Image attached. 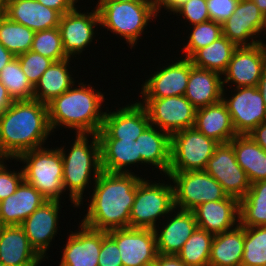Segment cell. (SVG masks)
<instances>
[{
  "label": "cell",
  "instance_id": "cell-1",
  "mask_svg": "<svg viewBox=\"0 0 266 266\" xmlns=\"http://www.w3.org/2000/svg\"><path fill=\"white\" fill-rule=\"evenodd\" d=\"M142 177L132 173L103 171L88 192L87 212L80 221L98 231L129 228V218L135 200L137 184ZM90 201V202H89Z\"/></svg>",
  "mask_w": 266,
  "mask_h": 266
},
{
  "label": "cell",
  "instance_id": "cell-2",
  "mask_svg": "<svg viewBox=\"0 0 266 266\" xmlns=\"http://www.w3.org/2000/svg\"><path fill=\"white\" fill-rule=\"evenodd\" d=\"M51 135L55 134L49 125L48 107L38 100L14 101L0 112V158L16 159L43 147Z\"/></svg>",
  "mask_w": 266,
  "mask_h": 266
},
{
  "label": "cell",
  "instance_id": "cell-3",
  "mask_svg": "<svg viewBox=\"0 0 266 266\" xmlns=\"http://www.w3.org/2000/svg\"><path fill=\"white\" fill-rule=\"evenodd\" d=\"M70 89L47 104L51 131L64 127L76 134H97L103 125L107 98L96 86L77 81ZM76 85V86H75Z\"/></svg>",
  "mask_w": 266,
  "mask_h": 266
},
{
  "label": "cell",
  "instance_id": "cell-4",
  "mask_svg": "<svg viewBox=\"0 0 266 266\" xmlns=\"http://www.w3.org/2000/svg\"><path fill=\"white\" fill-rule=\"evenodd\" d=\"M75 135V139L69 144L70 149L65 148V145L58 148L63 159L64 190L69 192V201L73 205L71 207L78 208L83 206V199L87 196L83 195L84 191L86 193L88 187L92 189V184L97 180L102 168L98 135Z\"/></svg>",
  "mask_w": 266,
  "mask_h": 266
},
{
  "label": "cell",
  "instance_id": "cell-5",
  "mask_svg": "<svg viewBox=\"0 0 266 266\" xmlns=\"http://www.w3.org/2000/svg\"><path fill=\"white\" fill-rule=\"evenodd\" d=\"M98 2V3H97ZM100 29L119 35L130 49H134L139 38L146 34L149 22L160 17L154 1L97 0ZM158 16V17H157ZM107 28V29H106ZM142 35V36H141Z\"/></svg>",
  "mask_w": 266,
  "mask_h": 266
},
{
  "label": "cell",
  "instance_id": "cell-6",
  "mask_svg": "<svg viewBox=\"0 0 266 266\" xmlns=\"http://www.w3.org/2000/svg\"><path fill=\"white\" fill-rule=\"evenodd\" d=\"M18 161L24 165L21 166L24 181L35 187L47 200H62V194L65 193L63 159L58 146L29 150L14 159V163Z\"/></svg>",
  "mask_w": 266,
  "mask_h": 266
},
{
  "label": "cell",
  "instance_id": "cell-7",
  "mask_svg": "<svg viewBox=\"0 0 266 266\" xmlns=\"http://www.w3.org/2000/svg\"><path fill=\"white\" fill-rule=\"evenodd\" d=\"M163 177L170 181L161 182L159 179L153 182L148 177L140 179L130 213L129 228L155 229L157 223L175 208L173 184L168 175Z\"/></svg>",
  "mask_w": 266,
  "mask_h": 266
},
{
  "label": "cell",
  "instance_id": "cell-8",
  "mask_svg": "<svg viewBox=\"0 0 266 266\" xmlns=\"http://www.w3.org/2000/svg\"><path fill=\"white\" fill-rule=\"evenodd\" d=\"M220 143L206 137L195 127L171 135L168 172L204 171L208 160Z\"/></svg>",
  "mask_w": 266,
  "mask_h": 266
},
{
  "label": "cell",
  "instance_id": "cell-9",
  "mask_svg": "<svg viewBox=\"0 0 266 266\" xmlns=\"http://www.w3.org/2000/svg\"><path fill=\"white\" fill-rule=\"evenodd\" d=\"M173 182L174 206L192 211L202 203L225 199L220 183L205 171L168 172Z\"/></svg>",
  "mask_w": 266,
  "mask_h": 266
},
{
  "label": "cell",
  "instance_id": "cell-10",
  "mask_svg": "<svg viewBox=\"0 0 266 266\" xmlns=\"http://www.w3.org/2000/svg\"><path fill=\"white\" fill-rule=\"evenodd\" d=\"M139 102L146 108L150 124L168 133L194 127L196 108L184 96L165 98H140Z\"/></svg>",
  "mask_w": 266,
  "mask_h": 266
},
{
  "label": "cell",
  "instance_id": "cell-11",
  "mask_svg": "<svg viewBox=\"0 0 266 266\" xmlns=\"http://www.w3.org/2000/svg\"><path fill=\"white\" fill-rule=\"evenodd\" d=\"M79 8L76 6L72 11L63 14L58 25L64 52L68 58L73 59H78L76 57L82 55L86 48L92 43L95 44L93 40L98 42L95 33L100 27V16L96 6L86 12Z\"/></svg>",
  "mask_w": 266,
  "mask_h": 266
},
{
  "label": "cell",
  "instance_id": "cell-12",
  "mask_svg": "<svg viewBox=\"0 0 266 266\" xmlns=\"http://www.w3.org/2000/svg\"><path fill=\"white\" fill-rule=\"evenodd\" d=\"M227 88H223L222 101L231 115L234 129L237 135H248L255 127L266 121L263 97L257 86L233 88L230 97L225 93L229 90Z\"/></svg>",
  "mask_w": 266,
  "mask_h": 266
},
{
  "label": "cell",
  "instance_id": "cell-13",
  "mask_svg": "<svg viewBox=\"0 0 266 266\" xmlns=\"http://www.w3.org/2000/svg\"><path fill=\"white\" fill-rule=\"evenodd\" d=\"M215 178L228 196L239 201L245 197L251 186L246 172L236 161L230 142L220 143L204 169Z\"/></svg>",
  "mask_w": 266,
  "mask_h": 266
},
{
  "label": "cell",
  "instance_id": "cell-14",
  "mask_svg": "<svg viewBox=\"0 0 266 266\" xmlns=\"http://www.w3.org/2000/svg\"><path fill=\"white\" fill-rule=\"evenodd\" d=\"M137 101V102H136ZM105 111L102 129L97 133L99 139H119L136 141L150 125L146 108L139 102Z\"/></svg>",
  "mask_w": 266,
  "mask_h": 266
},
{
  "label": "cell",
  "instance_id": "cell-15",
  "mask_svg": "<svg viewBox=\"0 0 266 266\" xmlns=\"http://www.w3.org/2000/svg\"><path fill=\"white\" fill-rule=\"evenodd\" d=\"M265 65L266 45L258 43L237 47L222 74L223 87L257 86Z\"/></svg>",
  "mask_w": 266,
  "mask_h": 266
},
{
  "label": "cell",
  "instance_id": "cell-16",
  "mask_svg": "<svg viewBox=\"0 0 266 266\" xmlns=\"http://www.w3.org/2000/svg\"><path fill=\"white\" fill-rule=\"evenodd\" d=\"M120 250L123 266H150L158 255L153 229L122 228L108 231Z\"/></svg>",
  "mask_w": 266,
  "mask_h": 266
},
{
  "label": "cell",
  "instance_id": "cell-17",
  "mask_svg": "<svg viewBox=\"0 0 266 266\" xmlns=\"http://www.w3.org/2000/svg\"><path fill=\"white\" fill-rule=\"evenodd\" d=\"M60 207L61 201L47 200L21 224L31 247L44 261L50 257L47 252L60 228Z\"/></svg>",
  "mask_w": 266,
  "mask_h": 266
},
{
  "label": "cell",
  "instance_id": "cell-18",
  "mask_svg": "<svg viewBox=\"0 0 266 266\" xmlns=\"http://www.w3.org/2000/svg\"><path fill=\"white\" fill-rule=\"evenodd\" d=\"M176 59L162 65V68L160 64L157 71L149 74L150 77L141 84L140 98H165L185 94L190 75V59Z\"/></svg>",
  "mask_w": 266,
  "mask_h": 266
},
{
  "label": "cell",
  "instance_id": "cell-19",
  "mask_svg": "<svg viewBox=\"0 0 266 266\" xmlns=\"http://www.w3.org/2000/svg\"><path fill=\"white\" fill-rule=\"evenodd\" d=\"M263 18L253 0H239L234 13L222 23L223 36L237 47L264 44L265 39L260 36Z\"/></svg>",
  "mask_w": 266,
  "mask_h": 266
},
{
  "label": "cell",
  "instance_id": "cell-20",
  "mask_svg": "<svg viewBox=\"0 0 266 266\" xmlns=\"http://www.w3.org/2000/svg\"><path fill=\"white\" fill-rule=\"evenodd\" d=\"M162 221L153 229L156 236L157 253L177 255L198 227L194 213L189 210L174 208Z\"/></svg>",
  "mask_w": 266,
  "mask_h": 266
},
{
  "label": "cell",
  "instance_id": "cell-21",
  "mask_svg": "<svg viewBox=\"0 0 266 266\" xmlns=\"http://www.w3.org/2000/svg\"><path fill=\"white\" fill-rule=\"evenodd\" d=\"M77 229L70 231L66 239L59 266H98L102 231L93 230L80 222Z\"/></svg>",
  "mask_w": 266,
  "mask_h": 266
},
{
  "label": "cell",
  "instance_id": "cell-22",
  "mask_svg": "<svg viewBox=\"0 0 266 266\" xmlns=\"http://www.w3.org/2000/svg\"><path fill=\"white\" fill-rule=\"evenodd\" d=\"M2 14L34 32L58 27L62 16L37 0H2Z\"/></svg>",
  "mask_w": 266,
  "mask_h": 266
},
{
  "label": "cell",
  "instance_id": "cell-23",
  "mask_svg": "<svg viewBox=\"0 0 266 266\" xmlns=\"http://www.w3.org/2000/svg\"><path fill=\"white\" fill-rule=\"evenodd\" d=\"M192 212L198 228L214 235L230 231L240 224L239 200L231 196L202 203Z\"/></svg>",
  "mask_w": 266,
  "mask_h": 266
},
{
  "label": "cell",
  "instance_id": "cell-24",
  "mask_svg": "<svg viewBox=\"0 0 266 266\" xmlns=\"http://www.w3.org/2000/svg\"><path fill=\"white\" fill-rule=\"evenodd\" d=\"M43 261L31 247L21 225L4 226L0 238V263L6 266H40Z\"/></svg>",
  "mask_w": 266,
  "mask_h": 266
},
{
  "label": "cell",
  "instance_id": "cell-25",
  "mask_svg": "<svg viewBox=\"0 0 266 266\" xmlns=\"http://www.w3.org/2000/svg\"><path fill=\"white\" fill-rule=\"evenodd\" d=\"M47 199L31 184L22 181L16 192L0 202V222L21 225Z\"/></svg>",
  "mask_w": 266,
  "mask_h": 266
},
{
  "label": "cell",
  "instance_id": "cell-26",
  "mask_svg": "<svg viewBox=\"0 0 266 266\" xmlns=\"http://www.w3.org/2000/svg\"><path fill=\"white\" fill-rule=\"evenodd\" d=\"M138 154L141 155V166H152L167 175L170 168L171 136L157 128L149 125L136 140ZM154 166V167H153Z\"/></svg>",
  "mask_w": 266,
  "mask_h": 266
},
{
  "label": "cell",
  "instance_id": "cell-27",
  "mask_svg": "<svg viewBox=\"0 0 266 266\" xmlns=\"http://www.w3.org/2000/svg\"><path fill=\"white\" fill-rule=\"evenodd\" d=\"M222 75L192 65L184 96L196 108L205 107L222 100Z\"/></svg>",
  "mask_w": 266,
  "mask_h": 266
},
{
  "label": "cell",
  "instance_id": "cell-28",
  "mask_svg": "<svg viewBox=\"0 0 266 266\" xmlns=\"http://www.w3.org/2000/svg\"><path fill=\"white\" fill-rule=\"evenodd\" d=\"M194 127L219 143L230 142L236 135L231 115L221 100L196 110Z\"/></svg>",
  "mask_w": 266,
  "mask_h": 266
},
{
  "label": "cell",
  "instance_id": "cell-29",
  "mask_svg": "<svg viewBox=\"0 0 266 266\" xmlns=\"http://www.w3.org/2000/svg\"><path fill=\"white\" fill-rule=\"evenodd\" d=\"M101 168L112 173H132L130 167L141 165L137 142L134 140L99 139ZM131 169V170H130Z\"/></svg>",
  "mask_w": 266,
  "mask_h": 266
},
{
  "label": "cell",
  "instance_id": "cell-30",
  "mask_svg": "<svg viewBox=\"0 0 266 266\" xmlns=\"http://www.w3.org/2000/svg\"><path fill=\"white\" fill-rule=\"evenodd\" d=\"M73 58L54 61L40 77L34 87L33 99L48 104L54 98L70 89L77 81L71 71L70 62ZM73 72V73H72Z\"/></svg>",
  "mask_w": 266,
  "mask_h": 266
},
{
  "label": "cell",
  "instance_id": "cell-31",
  "mask_svg": "<svg viewBox=\"0 0 266 266\" xmlns=\"http://www.w3.org/2000/svg\"><path fill=\"white\" fill-rule=\"evenodd\" d=\"M230 143L236 161L246 172L250 184L266 180V151L249 135H236Z\"/></svg>",
  "mask_w": 266,
  "mask_h": 266
},
{
  "label": "cell",
  "instance_id": "cell-32",
  "mask_svg": "<svg viewBox=\"0 0 266 266\" xmlns=\"http://www.w3.org/2000/svg\"><path fill=\"white\" fill-rule=\"evenodd\" d=\"M244 252V227L240 224L227 232L215 234L208 266H241Z\"/></svg>",
  "mask_w": 266,
  "mask_h": 266
},
{
  "label": "cell",
  "instance_id": "cell-33",
  "mask_svg": "<svg viewBox=\"0 0 266 266\" xmlns=\"http://www.w3.org/2000/svg\"><path fill=\"white\" fill-rule=\"evenodd\" d=\"M237 46L225 36L197 50L189 59L198 68L223 74Z\"/></svg>",
  "mask_w": 266,
  "mask_h": 266
},
{
  "label": "cell",
  "instance_id": "cell-34",
  "mask_svg": "<svg viewBox=\"0 0 266 266\" xmlns=\"http://www.w3.org/2000/svg\"><path fill=\"white\" fill-rule=\"evenodd\" d=\"M239 216L242 227L266 226V180L251 184L239 201Z\"/></svg>",
  "mask_w": 266,
  "mask_h": 266
},
{
  "label": "cell",
  "instance_id": "cell-35",
  "mask_svg": "<svg viewBox=\"0 0 266 266\" xmlns=\"http://www.w3.org/2000/svg\"><path fill=\"white\" fill-rule=\"evenodd\" d=\"M35 32L0 14V43L13 55L31 50Z\"/></svg>",
  "mask_w": 266,
  "mask_h": 266
},
{
  "label": "cell",
  "instance_id": "cell-36",
  "mask_svg": "<svg viewBox=\"0 0 266 266\" xmlns=\"http://www.w3.org/2000/svg\"><path fill=\"white\" fill-rule=\"evenodd\" d=\"M214 234L196 228L177 256L187 266H208Z\"/></svg>",
  "mask_w": 266,
  "mask_h": 266
},
{
  "label": "cell",
  "instance_id": "cell-37",
  "mask_svg": "<svg viewBox=\"0 0 266 266\" xmlns=\"http://www.w3.org/2000/svg\"><path fill=\"white\" fill-rule=\"evenodd\" d=\"M0 81L14 101L33 99L34 87L23 73L17 57L2 68Z\"/></svg>",
  "mask_w": 266,
  "mask_h": 266
},
{
  "label": "cell",
  "instance_id": "cell-38",
  "mask_svg": "<svg viewBox=\"0 0 266 266\" xmlns=\"http://www.w3.org/2000/svg\"><path fill=\"white\" fill-rule=\"evenodd\" d=\"M241 266H266V226L244 227Z\"/></svg>",
  "mask_w": 266,
  "mask_h": 266
},
{
  "label": "cell",
  "instance_id": "cell-39",
  "mask_svg": "<svg viewBox=\"0 0 266 266\" xmlns=\"http://www.w3.org/2000/svg\"><path fill=\"white\" fill-rule=\"evenodd\" d=\"M190 27V28H189ZM191 32L186 36L187 43L183 44L182 55L190 58L197 50L210 45L223 36L222 24L212 20L189 26ZM186 44V45H185Z\"/></svg>",
  "mask_w": 266,
  "mask_h": 266
},
{
  "label": "cell",
  "instance_id": "cell-40",
  "mask_svg": "<svg viewBox=\"0 0 266 266\" xmlns=\"http://www.w3.org/2000/svg\"><path fill=\"white\" fill-rule=\"evenodd\" d=\"M31 51L53 61L65 60L66 56L58 27L35 32Z\"/></svg>",
  "mask_w": 266,
  "mask_h": 266
},
{
  "label": "cell",
  "instance_id": "cell-41",
  "mask_svg": "<svg viewBox=\"0 0 266 266\" xmlns=\"http://www.w3.org/2000/svg\"><path fill=\"white\" fill-rule=\"evenodd\" d=\"M20 62L23 73L33 87L39 82L40 77L54 62L34 51H27L16 56Z\"/></svg>",
  "mask_w": 266,
  "mask_h": 266
},
{
  "label": "cell",
  "instance_id": "cell-42",
  "mask_svg": "<svg viewBox=\"0 0 266 266\" xmlns=\"http://www.w3.org/2000/svg\"><path fill=\"white\" fill-rule=\"evenodd\" d=\"M8 160V161H7ZM11 160V161H10ZM13 159L0 158V202L16 192L17 187L24 180L22 167L12 171L7 162ZM17 170V171H15Z\"/></svg>",
  "mask_w": 266,
  "mask_h": 266
},
{
  "label": "cell",
  "instance_id": "cell-43",
  "mask_svg": "<svg viewBox=\"0 0 266 266\" xmlns=\"http://www.w3.org/2000/svg\"><path fill=\"white\" fill-rule=\"evenodd\" d=\"M174 14L186 20L188 26L210 20L206 0H187L173 12Z\"/></svg>",
  "mask_w": 266,
  "mask_h": 266
},
{
  "label": "cell",
  "instance_id": "cell-44",
  "mask_svg": "<svg viewBox=\"0 0 266 266\" xmlns=\"http://www.w3.org/2000/svg\"><path fill=\"white\" fill-rule=\"evenodd\" d=\"M98 266H123L116 242L105 231H102Z\"/></svg>",
  "mask_w": 266,
  "mask_h": 266
},
{
  "label": "cell",
  "instance_id": "cell-45",
  "mask_svg": "<svg viewBox=\"0 0 266 266\" xmlns=\"http://www.w3.org/2000/svg\"><path fill=\"white\" fill-rule=\"evenodd\" d=\"M239 0H206L210 20L222 24L235 11Z\"/></svg>",
  "mask_w": 266,
  "mask_h": 266
},
{
  "label": "cell",
  "instance_id": "cell-46",
  "mask_svg": "<svg viewBox=\"0 0 266 266\" xmlns=\"http://www.w3.org/2000/svg\"><path fill=\"white\" fill-rule=\"evenodd\" d=\"M42 5L58 11L61 15L72 11L77 5L75 0H37Z\"/></svg>",
  "mask_w": 266,
  "mask_h": 266
},
{
  "label": "cell",
  "instance_id": "cell-47",
  "mask_svg": "<svg viewBox=\"0 0 266 266\" xmlns=\"http://www.w3.org/2000/svg\"><path fill=\"white\" fill-rule=\"evenodd\" d=\"M262 149L266 151V121L255 127L248 134Z\"/></svg>",
  "mask_w": 266,
  "mask_h": 266
},
{
  "label": "cell",
  "instance_id": "cell-48",
  "mask_svg": "<svg viewBox=\"0 0 266 266\" xmlns=\"http://www.w3.org/2000/svg\"><path fill=\"white\" fill-rule=\"evenodd\" d=\"M155 266H187L177 255L158 254L154 262Z\"/></svg>",
  "mask_w": 266,
  "mask_h": 266
},
{
  "label": "cell",
  "instance_id": "cell-49",
  "mask_svg": "<svg viewBox=\"0 0 266 266\" xmlns=\"http://www.w3.org/2000/svg\"><path fill=\"white\" fill-rule=\"evenodd\" d=\"M187 0H154L157 13H161V8L167 12L173 13L181 4Z\"/></svg>",
  "mask_w": 266,
  "mask_h": 266
},
{
  "label": "cell",
  "instance_id": "cell-50",
  "mask_svg": "<svg viewBox=\"0 0 266 266\" xmlns=\"http://www.w3.org/2000/svg\"><path fill=\"white\" fill-rule=\"evenodd\" d=\"M13 102L14 100L9 95L8 90L0 81V112H4L8 109Z\"/></svg>",
  "mask_w": 266,
  "mask_h": 266
},
{
  "label": "cell",
  "instance_id": "cell-51",
  "mask_svg": "<svg viewBox=\"0 0 266 266\" xmlns=\"http://www.w3.org/2000/svg\"><path fill=\"white\" fill-rule=\"evenodd\" d=\"M15 57V55H13L0 43V72L2 68L6 66Z\"/></svg>",
  "mask_w": 266,
  "mask_h": 266
},
{
  "label": "cell",
  "instance_id": "cell-52",
  "mask_svg": "<svg viewBox=\"0 0 266 266\" xmlns=\"http://www.w3.org/2000/svg\"><path fill=\"white\" fill-rule=\"evenodd\" d=\"M257 87L263 97L264 104L266 107V65L264 66L262 70V74H261Z\"/></svg>",
  "mask_w": 266,
  "mask_h": 266
},
{
  "label": "cell",
  "instance_id": "cell-53",
  "mask_svg": "<svg viewBox=\"0 0 266 266\" xmlns=\"http://www.w3.org/2000/svg\"><path fill=\"white\" fill-rule=\"evenodd\" d=\"M263 14H266V0H253Z\"/></svg>",
  "mask_w": 266,
  "mask_h": 266
},
{
  "label": "cell",
  "instance_id": "cell-54",
  "mask_svg": "<svg viewBox=\"0 0 266 266\" xmlns=\"http://www.w3.org/2000/svg\"><path fill=\"white\" fill-rule=\"evenodd\" d=\"M260 34H261L262 37H264V35H266V14H264L263 25H262ZM264 38H266V36ZM264 45H266V42H264Z\"/></svg>",
  "mask_w": 266,
  "mask_h": 266
},
{
  "label": "cell",
  "instance_id": "cell-55",
  "mask_svg": "<svg viewBox=\"0 0 266 266\" xmlns=\"http://www.w3.org/2000/svg\"><path fill=\"white\" fill-rule=\"evenodd\" d=\"M3 229H4V225L0 222V238H1Z\"/></svg>",
  "mask_w": 266,
  "mask_h": 266
},
{
  "label": "cell",
  "instance_id": "cell-56",
  "mask_svg": "<svg viewBox=\"0 0 266 266\" xmlns=\"http://www.w3.org/2000/svg\"><path fill=\"white\" fill-rule=\"evenodd\" d=\"M2 13V0H0V14Z\"/></svg>",
  "mask_w": 266,
  "mask_h": 266
},
{
  "label": "cell",
  "instance_id": "cell-57",
  "mask_svg": "<svg viewBox=\"0 0 266 266\" xmlns=\"http://www.w3.org/2000/svg\"><path fill=\"white\" fill-rule=\"evenodd\" d=\"M137 1H154V0H137Z\"/></svg>",
  "mask_w": 266,
  "mask_h": 266
}]
</instances>
